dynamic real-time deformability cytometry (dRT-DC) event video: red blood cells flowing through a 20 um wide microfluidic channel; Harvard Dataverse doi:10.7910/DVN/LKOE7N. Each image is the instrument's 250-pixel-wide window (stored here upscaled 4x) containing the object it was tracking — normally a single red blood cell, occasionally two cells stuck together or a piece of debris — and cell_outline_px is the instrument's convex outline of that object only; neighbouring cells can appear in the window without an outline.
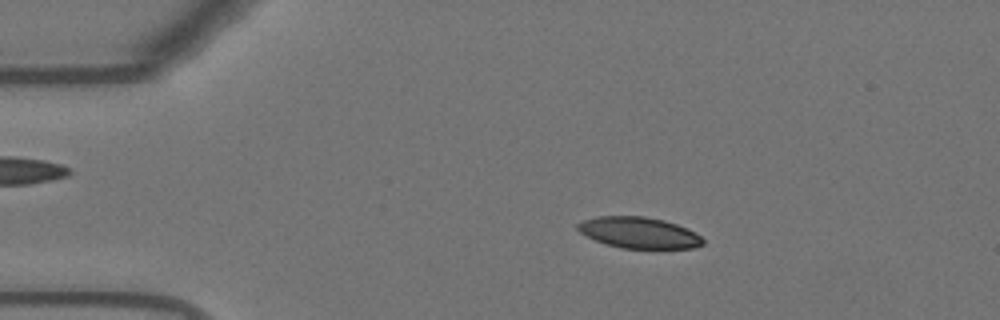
{"species": "Egyptian fruit bat (a non-hibernating species)", "species_latin": "Rousettus aegyptiacus", "temperature_condition": "warm", "stored_images_in_passage": 56, "camera_frame_rate_fps": 3000, "um_per_image_px": 0.085, "animal": {"sex": "female"}, "frame": {"image": 1, "passage_image": 11, "time_ms": 3.333, "image_size_px": [1000, 320], "cell_outline_px": [[704, 244], [692, 248], [620, 248], [604, 244], [580, 232], [576, 228], [576, 224], [584, 220], [596, 216], [644, 216], [664, 220], [688, 228], [696, 232], [704, 240]], "centroid_in_image_um": [54.31, 19.77], "position_along_channel_um": 30.7, "area_um2": 22.77}}
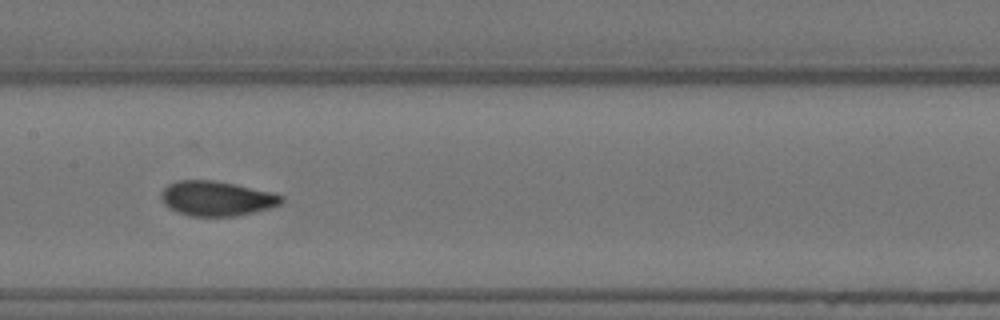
{"frame": {"image": 2, "passage_image": 28, "time_ms": 9.0, "image_size_px": [1000, 320], "cell_outline_px": [[284, 200], [280, 204], [268, 208], [236, 216], [188, 216], [176, 212], [168, 208], [160, 200], [160, 192], [168, 184], [176, 180], [212, 180], [236, 184], [284, 196]], "centroid_in_image_um": [18.33, 16.87], "position_along_channel_um": 189.1, "area_um2": 24.45}}
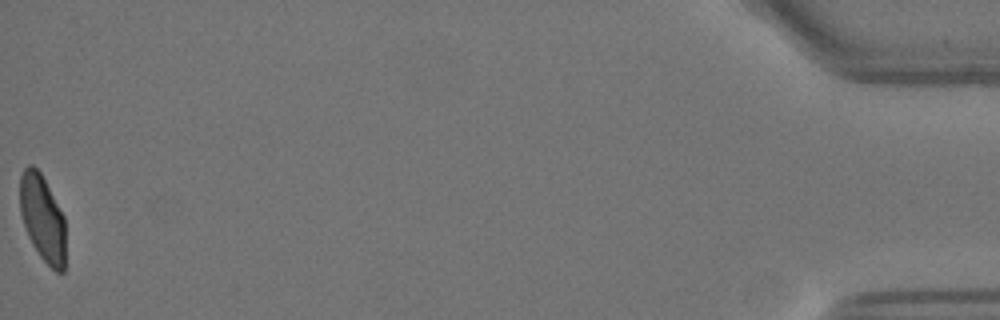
{"frame": {"image": 3, "passage_image": 56, "time_ms": 18.333, "image_size_px": [1000, 320], "cell_outline_px": [[64, 272], [56, 272], [40, 256], [32, 244], [28, 236], [20, 212], [20, 176], [24, 168], [28, 164], [32, 164], [40, 172], [64, 216]], "centroid_in_image_um": [3.59, 18.53], "position_along_channel_um": 431.6, "area_um2": 22.72}, "authors_computed_cell_mechanics": {"area_um2": 24.0159, "velocity_mm_per_s": 3.6794, "shape_relaxation_time_tau1_ms": 8.1865, "shape_relaxation_time_tau2_ms": 1.0329, "deformation_change_tau1": 0.2151, "deformation_change_tau2": 0.0578}}